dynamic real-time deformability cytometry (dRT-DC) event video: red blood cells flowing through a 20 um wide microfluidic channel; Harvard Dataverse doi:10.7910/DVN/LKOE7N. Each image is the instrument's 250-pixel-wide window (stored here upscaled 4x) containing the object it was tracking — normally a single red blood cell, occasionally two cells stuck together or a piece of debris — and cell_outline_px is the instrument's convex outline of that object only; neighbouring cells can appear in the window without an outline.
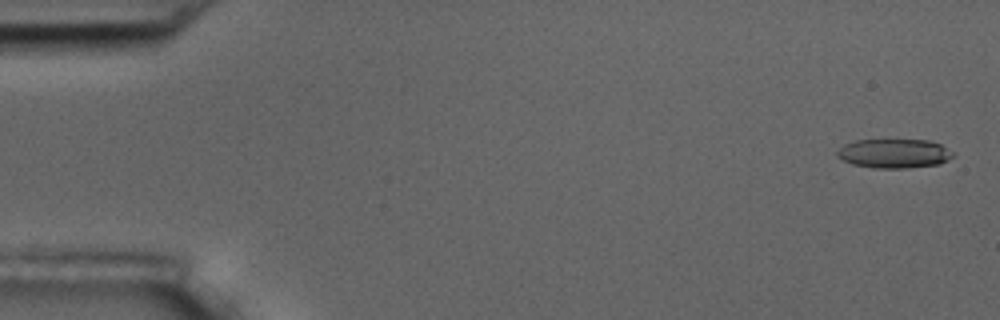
{"species": "common noctule bat (a hibernating species)", "species_latin": "Nyctalus noctula", "temperature_condition": "room temperature", "stored_images_in_passage": 11, "camera_frame_rate_fps": 3000, "um_per_image_px": 0.085, "animal": {"sex": "male", "body_mass_g": 17.5, "forearm_length_mm": 52.3}, "frame": {"image": 1, "passage_image": 1, "time_ms": 0.0, "image_size_px": [1000, 320], "cell_outline_px": [[952, 156], [948, 160], [940, 164], [904, 168], [872, 168], [852, 164], [836, 156], [836, 152], [844, 144], [856, 140], [928, 140], [940, 144], [952, 152]], "centroid_in_image_um": [75.97, 13.05], "position_along_channel_um": 9.0, "area_um2": 19.59}}
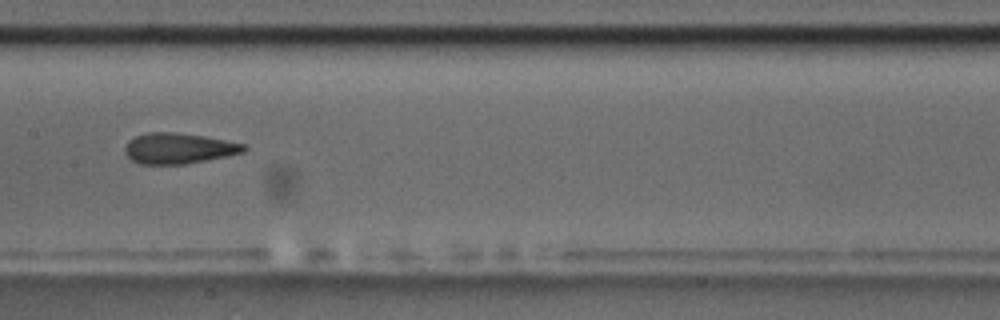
{"frame": {"image": 2, "passage_image": 8, "time_ms": 9.0, "image_size_px": [1000, 320], "cell_outline_px": [[248, 148], [244, 152], [184, 164], [140, 164], [132, 160], [124, 152], [124, 148], [128, 140], [136, 136], [148, 132], [176, 132], [204, 136], [244, 144]], "centroid_in_image_um": [15.14, 12.6], "position_along_channel_um": 192.3, "area_um2": 21.1}}
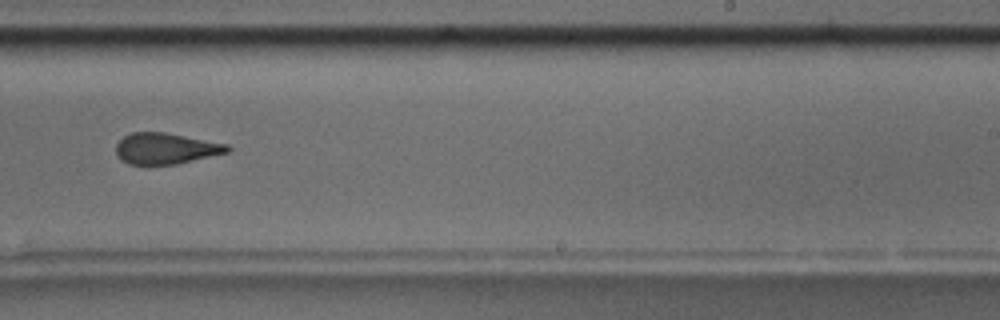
{"frame": {"image": 3, "passage_image": 10, "time_ms": 11.333, "image_size_px": [1000, 320], "cell_outline_px": [[232, 148], [228, 152], [176, 164], [128, 164], [120, 160], [116, 156], [116, 144], [124, 136], [132, 132], [164, 132], [228, 144]], "centroid_in_image_um": [14.06, 12.62], "position_along_channel_um": 274.9, "area_um2": 20.11}}